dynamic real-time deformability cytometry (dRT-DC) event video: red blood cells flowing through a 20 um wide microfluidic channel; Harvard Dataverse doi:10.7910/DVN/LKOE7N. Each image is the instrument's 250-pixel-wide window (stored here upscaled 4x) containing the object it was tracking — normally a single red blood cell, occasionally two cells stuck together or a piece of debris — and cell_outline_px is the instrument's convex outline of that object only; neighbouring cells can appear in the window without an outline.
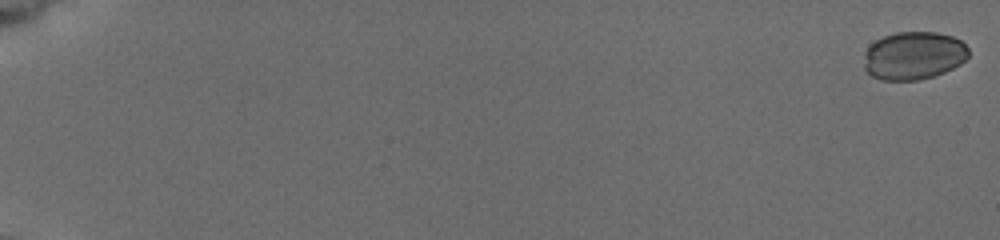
{"species": "common noctule bat (a hibernating species)", "species_latin": "Nyctalus noctula", "temperature_condition": "cold", "stored_images_in_passage": 19, "camera_frame_rate_fps": 3000, "um_per_image_px": 0.085, "animal": {"sex": "female", "body_mass_g": 19.5, "forearm_length_mm": 54.1}, "frame": {"image": 1, "passage_image": 1, "time_ms": 0.0, "image_size_px": [1000, 240], "cell_outline_px": [[968, 56], [960, 64], [944, 72], [920, 80], [880, 80], [872, 76], [864, 68], [864, 52], [876, 40], [884, 36], [896, 32], [936, 32], [952, 36], [960, 40], [968, 48]], "centroid_in_image_um": [77.65, 4.73], "position_along_channel_um": 7.4, "area_um2": 29.25}}
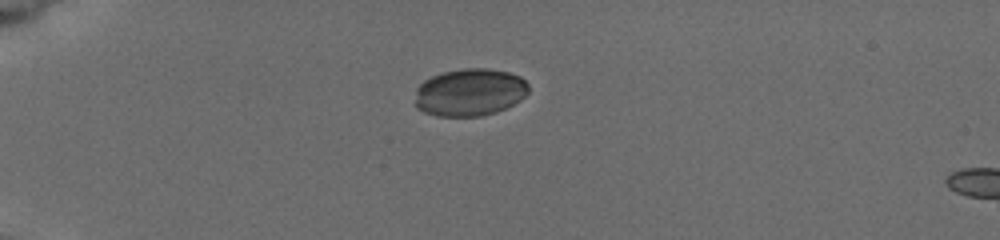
{"frame": {"image": 2, "passage_image": 16, "time_ms": 5.333, "image_size_px": [1000, 240], "cell_outline_px": [[528, 92], [520, 100], [496, 112], [480, 116], [436, 116], [424, 112], [416, 108], [416, 88], [424, 80], [432, 76], [444, 72], [464, 68], [484, 68], [508, 72], [520, 76], [528, 84]], "centroid_in_image_um": [39.91, 7.85], "position_along_channel_um": 45.1, "area_um2": 31.33}}